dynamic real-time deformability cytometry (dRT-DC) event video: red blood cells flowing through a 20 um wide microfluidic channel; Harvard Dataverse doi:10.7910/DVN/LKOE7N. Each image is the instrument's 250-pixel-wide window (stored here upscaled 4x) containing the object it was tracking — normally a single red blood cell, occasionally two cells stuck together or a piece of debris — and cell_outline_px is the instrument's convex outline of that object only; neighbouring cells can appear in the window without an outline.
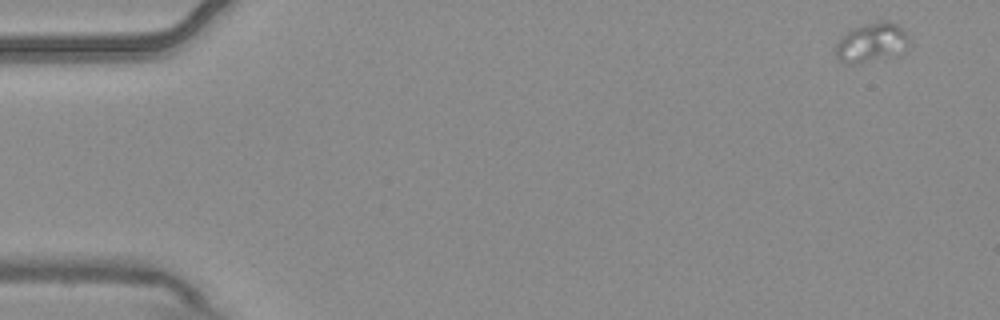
{"species": "common noctule bat (a hibernating species)", "species_latin": "Nyctalus noctula", "temperature_condition": "warm", "stored_images_in_passage": 7, "camera_frame_rate_fps": 3000, "um_per_image_px": 0.085, "animal": {"sex": "male", "body_mass_g": 20.4}, "frame": {"image": 1, "passage_image": 1, "time_ms": 0.0, "image_size_px": [1000, 320], "cell_outline_px": [[908, 48], [852, 64], [844, 64], [836, 56], [836, 44], [852, 28], [876, 20], [888, 20], [904, 28], [908, 36]], "centroid_in_image_um": [74.07, 3.54], "position_along_channel_um": 10.9, "area_um2": 16.07}}